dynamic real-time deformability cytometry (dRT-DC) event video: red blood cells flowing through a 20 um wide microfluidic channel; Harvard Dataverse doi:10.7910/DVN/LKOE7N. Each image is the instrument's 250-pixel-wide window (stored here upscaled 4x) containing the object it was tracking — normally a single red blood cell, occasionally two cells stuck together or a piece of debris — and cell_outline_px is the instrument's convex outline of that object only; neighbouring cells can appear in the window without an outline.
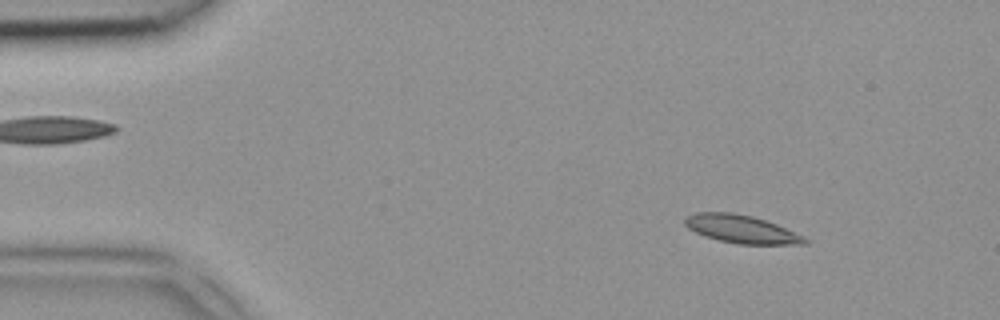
{"species": "common noctule bat (a hibernating species)", "species_latin": "Nyctalus noctula", "temperature_condition": "room temperature", "stored_images_in_passage": 3, "camera_frame_rate_fps": 3000, "um_per_image_px": 0.085, "animal": {"sex": "female", "body_mass_g": 18.4}, "frame": {"image": 1, "passage_image": 1, "time_ms": 0.0, "image_size_px": [1000, 320], "cell_outline_px": [[812, 240], [808, 244], [736, 244], [704, 236], [688, 228], [684, 224], [684, 216], [696, 212], [732, 212], [752, 216], [776, 224], [804, 236]], "centroid_in_image_um": [63.02, 19.47], "position_along_channel_um": 22.0, "area_um2": 19.71}}
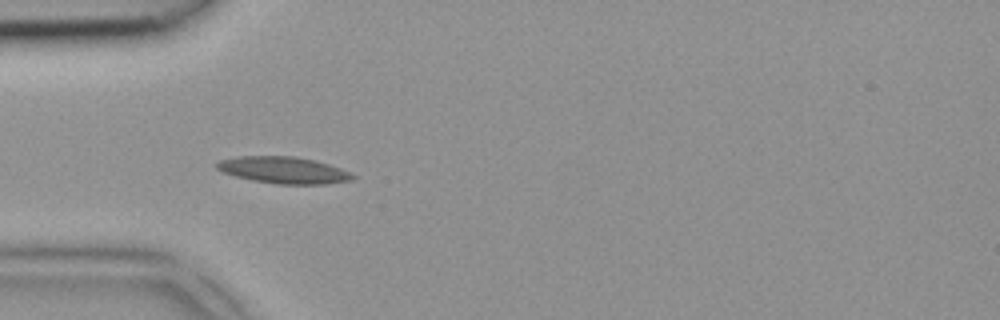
{"frame": {"image": 2, "passage_image": 3, "time_ms": 0.667, "image_size_px": [1000, 320], "cell_outline_px": [[356, 176], [352, 180], [324, 184], [276, 184], [252, 180], [236, 176], [224, 172], [216, 168], [216, 164], [220, 160], [240, 156], [292, 156], [316, 160], [340, 168]], "centroid_in_image_um": [24.11, 14.46], "position_along_channel_um": 60.9, "area_um2": 20.98}}